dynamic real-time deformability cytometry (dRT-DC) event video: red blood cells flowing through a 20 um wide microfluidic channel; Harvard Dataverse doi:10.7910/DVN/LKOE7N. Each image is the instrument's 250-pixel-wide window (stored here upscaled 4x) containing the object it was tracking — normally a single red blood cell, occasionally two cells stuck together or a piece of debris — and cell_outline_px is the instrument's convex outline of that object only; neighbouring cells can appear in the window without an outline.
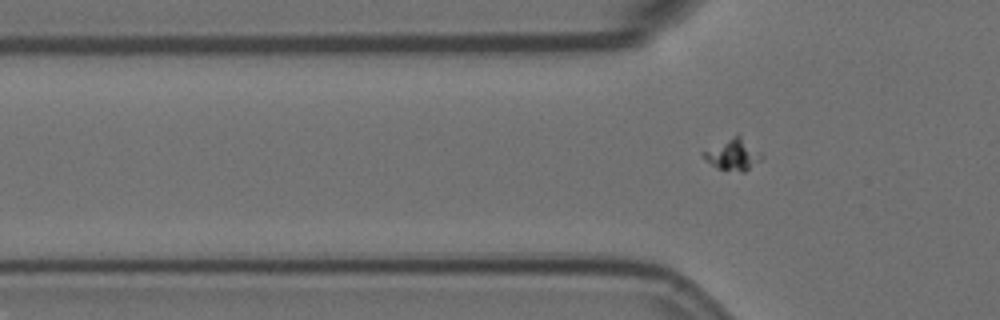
{"species": "Egyptian fruit bat (a non-hibernating species)", "species_latin": "Rousettus aegyptiacus", "temperature_condition": "room temperature", "stored_images_in_passage": 7, "segment_of_instrument_passage": [2, 2], "camera_frame_rate_fps": 3000, "um_per_image_px": 0.085, "animal": {"sex": "female"}, "frame": {"image": 1, "passage_image": 7, "time_ms": 2.0, "image_size_px": [1000, 320], "cell_outline_px": [[764, 160], [744, 172], [740, 172], [716, 168], [700, 152], [736, 132], [760, 152], [764, 156]], "centroid_in_image_um": [62.34, 13.11], "position_along_channel_um": 63.5, "area_um2": 10.92}}